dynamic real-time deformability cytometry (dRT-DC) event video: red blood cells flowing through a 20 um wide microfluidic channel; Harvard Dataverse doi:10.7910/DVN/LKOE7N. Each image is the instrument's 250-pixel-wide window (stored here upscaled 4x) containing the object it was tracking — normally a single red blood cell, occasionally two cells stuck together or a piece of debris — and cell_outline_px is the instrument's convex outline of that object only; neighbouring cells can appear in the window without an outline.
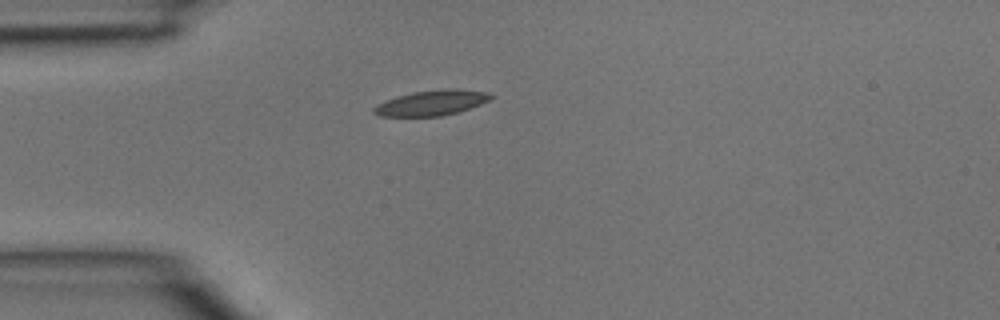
{"species": "common noctule bat (a hibernating species)", "species_latin": "Nyctalus noctula", "temperature_condition": "room temperature", "stored_images_in_passage": 35, "camera_frame_rate_fps": 3000, "um_per_image_px": 0.085, "animal": {"sex": "male", "body_mass_g": 15.6}, "frame": {"image": 1, "passage_image": 1, "time_ms": 0.0, "image_size_px": [1000, 320], "cell_outline_px": [[496, 96], [480, 104], [456, 112], [440, 116], [380, 116], [372, 112], [372, 108], [376, 104], [396, 96], [412, 92], [444, 88], [456, 88], [488, 92]], "centroid_in_image_um": [36.67, 8.72], "position_along_channel_um": 48.3, "area_um2": 17.28}}
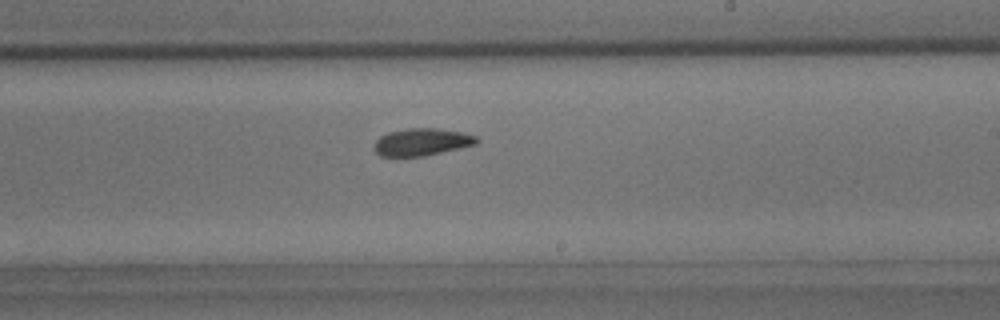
{"frame": {"image": 2, "passage_image": 16, "time_ms": 5.0, "image_size_px": [1000, 320], "cell_outline_px": [[480, 140], [476, 144], [460, 148], [424, 156], [380, 156], [372, 148], [376, 140], [380, 136], [388, 132], [408, 128], [436, 128], [460, 132], [476, 136]], "centroid_in_image_um": [35.83, 12.07], "position_along_channel_um": 253.2, "area_um2": 16.3}}
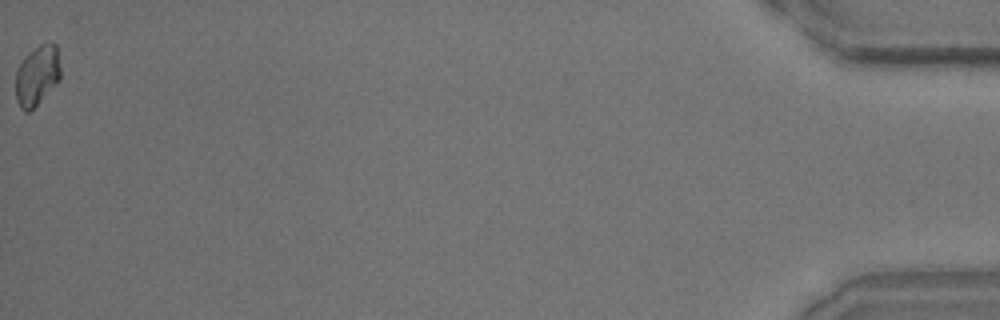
{"frame": {"image": 3, "passage_image": 35, "time_ms": 11.333, "image_size_px": [1000, 320], "cell_outline_px": [[60, 80], [28, 112], [24, 112], [20, 108], [16, 100], [16, 72], [20, 64], [40, 44], [48, 40], [56, 44], [60, 68]], "centroid_in_image_um": [3.17, 6.41], "position_along_channel_um": 432.0, "area_um2": 15.37}}